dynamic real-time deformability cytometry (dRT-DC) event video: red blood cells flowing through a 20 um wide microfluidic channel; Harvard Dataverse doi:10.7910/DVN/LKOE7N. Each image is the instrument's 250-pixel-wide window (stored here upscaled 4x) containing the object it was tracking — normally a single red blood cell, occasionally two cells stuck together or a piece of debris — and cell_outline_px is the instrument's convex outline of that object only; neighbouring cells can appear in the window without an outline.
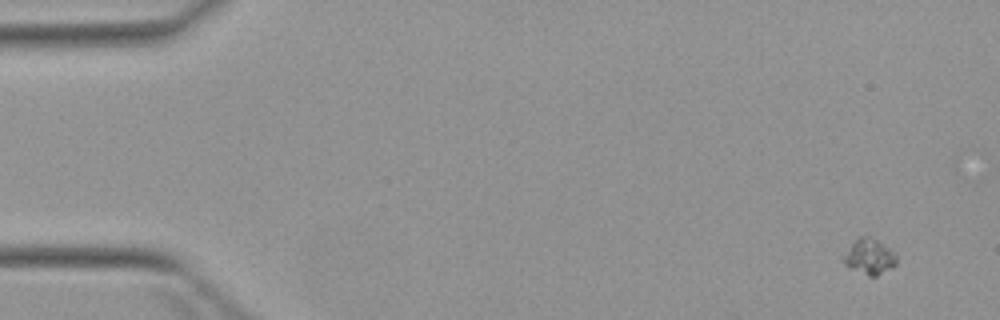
{"species": "Egyptian fruit bat (a non-hibernating species)", "species_latin": "Rousettus aegyptiacus", "temperature_condition": "warm", "stored_images_in_passage": 4, "camera_frame_rate_fps": 3000, "um_per_image_px": 0.085, "animal": {"sex": "female"}, "frame": {"image": 1, "passage_image": 1, "time_ms": 0.0, "image_size_px": [1000, 320], "cell_outline_px": [[896, 264], [892, 268], [876, 276], [868, 276], [848, 268], [840, 260], [840, 256], [860, 236], [868, 236], [876, 240], [888, 248], [896, 256]], "centroid_in_image_um": [73.82, 21.85], "position_along_channel_um": 11.2, "area_um2": 10.98}}